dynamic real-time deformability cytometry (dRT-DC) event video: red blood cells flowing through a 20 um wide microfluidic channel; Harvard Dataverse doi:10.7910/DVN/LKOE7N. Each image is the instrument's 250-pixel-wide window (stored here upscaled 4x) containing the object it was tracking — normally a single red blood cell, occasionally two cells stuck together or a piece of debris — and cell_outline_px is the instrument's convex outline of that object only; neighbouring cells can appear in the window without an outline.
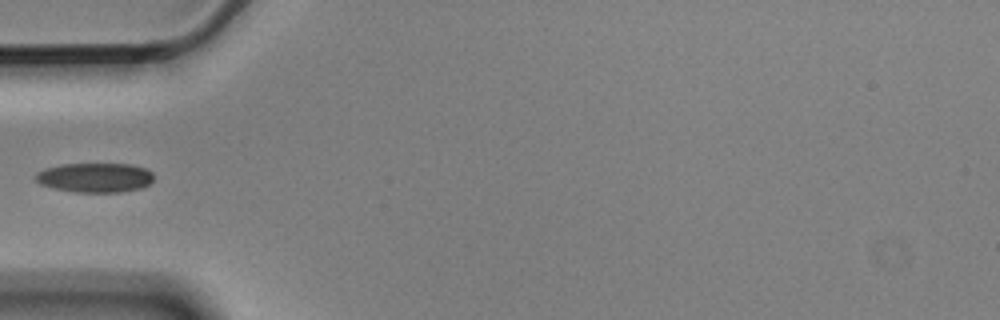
{"species": "Egyptian fruit bat (a non-hibernating species)", "species_latin": "Rousettus aegyptiacus", "temperature_condition": "cold", "stored_images_in_passage": 5, "camera_frame_rate_fps": 3000, "um_per_image_px": 0.085, "animal": {"sex": "male"}, "frame": {"image": 1, "passage_image": 3, "time_ms": 0.667, "image_size_px": [1000, 320], "cell_outline_px": [[152, 180], [144, 188], [120, 192], [76, 192], [52, 188], [40, 184], [36, 180], [36, 172], [48, 168], [64, 164], [132, 164], [144, 168], [152, 172]], "centroid_in_image_um": [8.09, 15.1], "position_along_channel_um": 76.9, "area_um2": 20.23}}
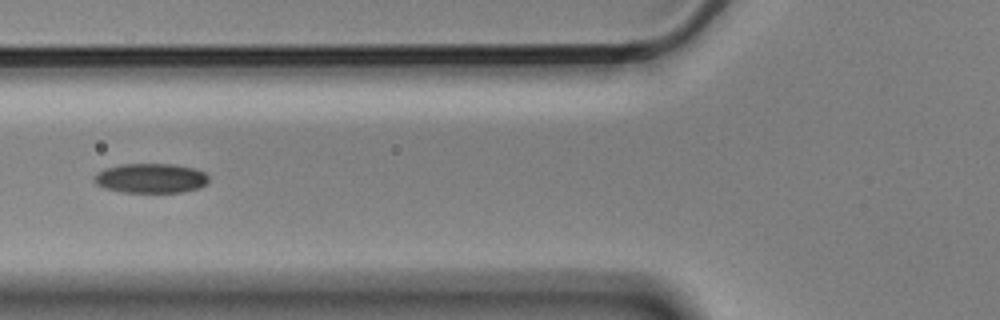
{"frame": {"image": 2, "passage_image": 4, "time_ms": 1.0, "image_size_px": [1000, 320], "cell_outline_px": [[208, 180], [204, 184], [196, 188], [184, 192], [124, 192], [104, 188], [96, 184], [92, 180], [96, 172], [104, 168], [120, 164], [176, 164], [196, 168], [204, 172], [208, 176]], "centroid_in_image_um": [12.77, 15.13], "position_along_channel_um": 113.0, "area_um2": 19.88}}
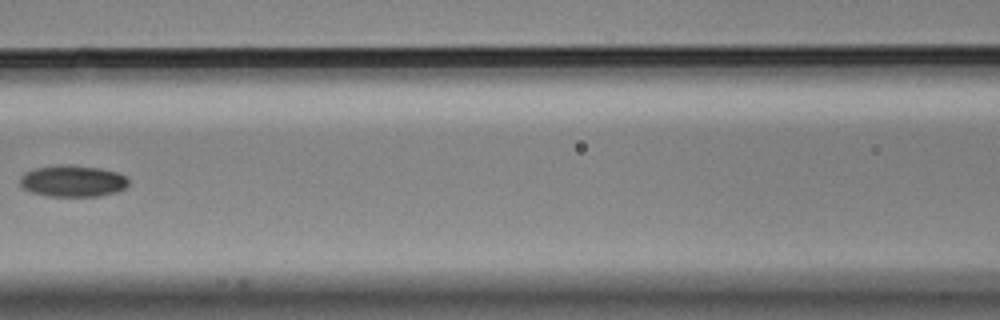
{"frame": {"image": 3, "passage_image": 5, "time_ms": 1.333, "image_size_px": [1000, 320], "cell_outline_px": [[128, 188], [116, 192], [96, 196], [48, 196], [32, 192], [24, 188], [20, 184], [20, 176], [24, 172], [36, 168], [56, 164], [72, 164], [100, 168], [116, 172], [124, 176], [128, 180]], "centroid_in_image_um": [6.17, 15.37], "position_along_channel_um": 160.4, "area_um2": 20.11}}